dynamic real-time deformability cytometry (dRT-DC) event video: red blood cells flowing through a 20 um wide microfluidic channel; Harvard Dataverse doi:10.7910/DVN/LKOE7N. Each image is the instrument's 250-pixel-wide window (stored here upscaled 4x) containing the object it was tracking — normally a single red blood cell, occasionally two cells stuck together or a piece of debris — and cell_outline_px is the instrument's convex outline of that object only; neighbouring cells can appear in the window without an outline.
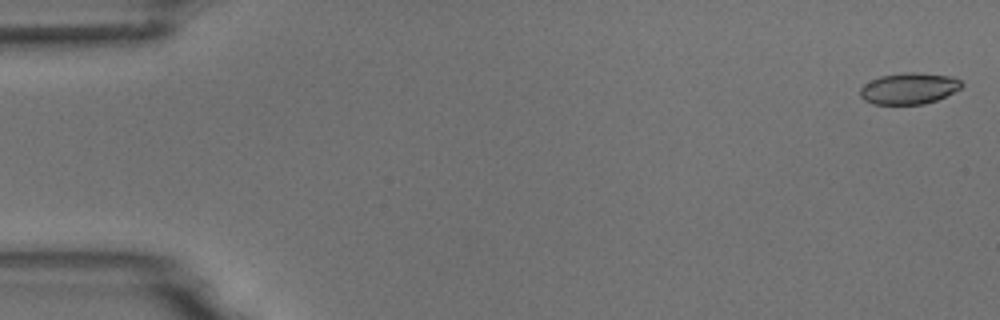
{"species": "common noctule bat (a hibernating species)", "species_latin": "Nyctalus noctula", "temperature_condition": "room temperature", "stored_images_in_passage": 10, "camera_frame_rate_fps": 3000, "um_per_image_px": 0.085, "animal": {"sex": "male", "body_mass_g": 18.8}, "frame": {"image": 1, "passage_image": 1, "time_ms": 0.0, "image_size_px": [1000, 320], "cell_outline_px": [[964, 84], [960, 88], [936, 100], [924, 104], [872, 104], [864, 100], [860, 96], [860, 88], [864, 84], [880, 76], [904, 72], [916, 72], [952, 76], [960, 80]], "centroid_in_image_um": [77.25, 7.51], "position_along_channel_um": 7.8, "area_um2": 18.5}}
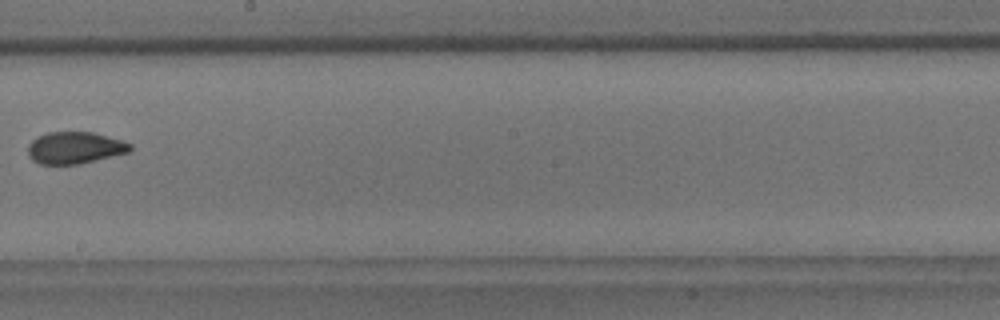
{"frame": {"image": 2, "passage_image": 9, "time_ms": 10.0, "image_size_px": [1000, 320], "cell_outline_px": [[132, 148], [128, 152], [80, 164], [40, 164], [32, 160], [28, 156], [28, 144], [36, 136], [48, 132], [92, 132], [120, 140], [132, 144]], "centroid_in_image_um": [6.31, 12.56], "position_along_channel_um": 241.9, "area_um2": 18.96}}
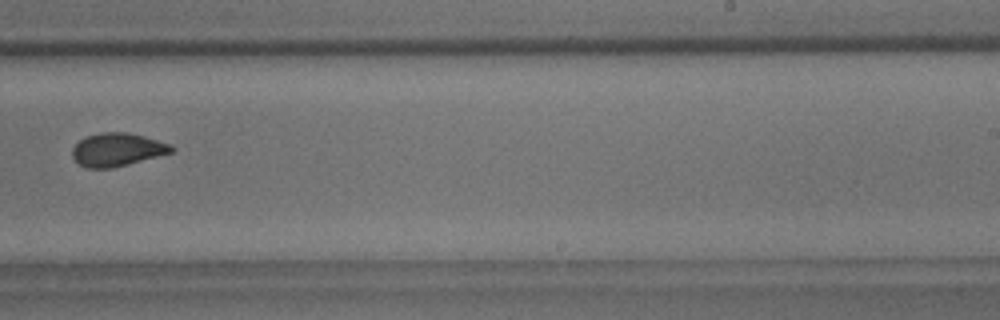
{"frame": {"image": 3, "passage_image": 10, "time_ms": 11.0, "image_size_px": [1000, 320], "cell_outline_px": [[176, 148], [172, 152], [128, 164], [112, 168], [88, 168], [80, 164], [72, 156], [72, 148], [80, 140], [88, 136], [100, 132], [124, 132], [144, 136], [172, 144]], "centroid_in_image_um": [9.98, 12.71], "position_along_channel_um": 279.0, "area_um2": 19.02}}